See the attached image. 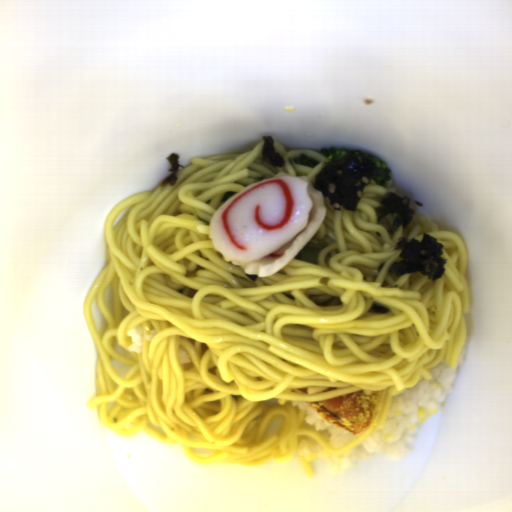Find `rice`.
Here are the masks:
<instances>
[{"label": "rice", "instance_id": "2", "mask_svg": "<svg viewBox=\"0 0 512 512\" xmlns=\"http://www.w3.org/2000/svg\"><path fill=\"white\" fill-rule=\"evenodd\" d=\"M292 406H298L299 410L307 411V416H305L304 421L309 425H315L316 432L327 429L328 440L332 447L334 448H343L344 445L356 437L357 435L343 429L337 427L335 425L329 424L319 413H317L306 401H290Z\"/></svg>", "mask_w": 512, "mask_h": 512}, {"label": "rice", "instance_id": "4", "mask_svg": "<svg viewBox=\"0 0 512 512\" xmlns=\"http://www.w3.org/2000/svg\"><path fill=\"white\" fill-rule=\"evenodd\" d=\"M176 359H177L178 363L181 365L184 363H191V361H192L191 357L184 350H182L180 348L176 353Z\"/></svg>", "mask_w": 512, "mask_h": 512}, {"label": "rice", "instance_id": "1", "mask_svg": "<svg viewBox=\"0 0 512 512\" xmlns=\"http://www.w3.org/2000/svg\"><path fill=\"white\" fill-rule=\"evenodd\" d=\"M469 346L466 336L458 355L456 367L449 368L443 360L430 368L431 379L423 377L412 388L395 397H391L387 421L381 430L373 431L364 441L347 455H329L316 442L311 444L302 440L299 452L302 458L316 455L335 478L357 462L373 455L392 462H399L406 456L405 446L413 442L418 428L430 417L439 412L447 397L453 391V385L465 362V352Z\"/></svg>", "mask_w": 512, "mask_h": 512}, {"label": "rice", "instance_id": "3", "mask_svg": "<svg viewBox=\"0 0 512 512\" xmlns=\"http://www.w3.org/2000/svg\"><path fill=\"white\" fill-rule=\"evenodd\" d=\"M142 328L141 327H133L127 332V336H131V342L132 344L128 348L129 352H135L138 354H141L142 349L141 346L143 345L142 342Z\"/></svg>", "mask_w": 512, "mask_h": 512}]
</instances>
